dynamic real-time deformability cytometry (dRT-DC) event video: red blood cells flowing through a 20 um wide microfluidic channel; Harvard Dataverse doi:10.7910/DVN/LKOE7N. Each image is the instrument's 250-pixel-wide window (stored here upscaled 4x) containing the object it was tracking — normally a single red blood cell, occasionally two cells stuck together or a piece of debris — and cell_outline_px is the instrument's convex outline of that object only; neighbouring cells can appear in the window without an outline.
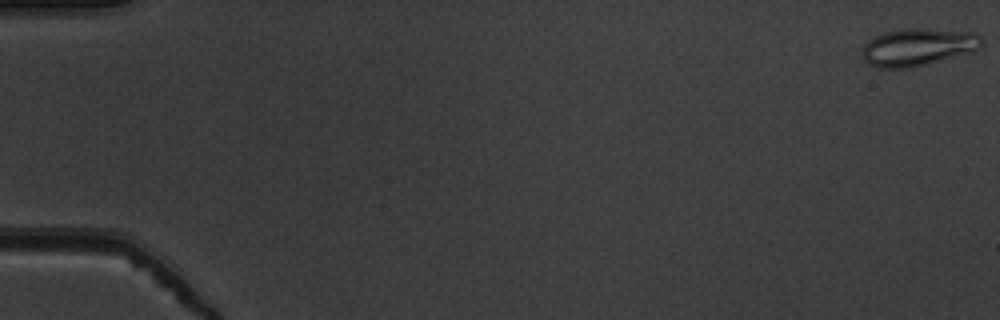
{"species": "common noctule bat (a hibernating species)", "species_latin": "Nyctalus noctula", "temperature_condition": "warm", "stored_images_in_passage": 8, "camera_frame_rate_fps": 3000, "um_per_image_px": 0.085, "animal": {"sex": "male", "body_mass_g": 19.5, "forearm_length_mm": 54.6}, "frame": {"image": 1, "passage_image": 1, "time_ms": 0.0, "image_size_px": [1000, 320], "cell_outline_px": [[984, 44], [980, 48], [972, 52], [928, 64], [912, 68], [880, 68], [868, 64], [864, 60], [864, 44], [868, 40], [884, 32], [908, 28], [916, 28], [976, 32], [984, 40]], "centroid_in_image_um": [78.08, 4.0], "position_along_channel_um": 6.9, "area_um2": 26.24}}